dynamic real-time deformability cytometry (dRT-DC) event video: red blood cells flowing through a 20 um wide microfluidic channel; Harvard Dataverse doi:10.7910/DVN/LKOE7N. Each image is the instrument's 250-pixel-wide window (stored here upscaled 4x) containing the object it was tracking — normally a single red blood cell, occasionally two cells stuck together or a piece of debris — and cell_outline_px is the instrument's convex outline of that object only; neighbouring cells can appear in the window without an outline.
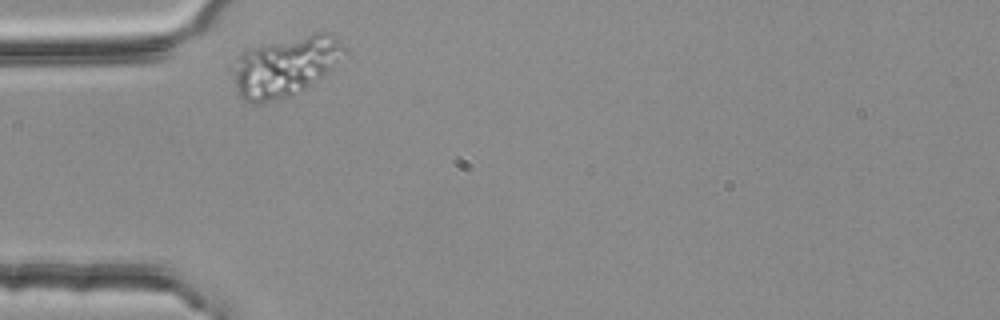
{"species": "common noctule bat (a hibernating species)", "species_latin": "Nyctalus noctula", "temperature_condition": "room temperature", "stored_images_in_passage": 2, "camera_frame_rate_fps": 3000, "um_per_image_px": 0.085, "animal": {"sex": "female", "body_mass_g": 25.1}, "frame": {"image": 1, "passage_image": 1, "time_ms": 0.0, "image_size_px": [1000, 320], "cell_outline_px": [[348, 48], [320, 76], [304, 88], [288, 96], [276, 100], [252, 104], [244, 100], [240, 96], [228, 68], [248, 48], [316, 32], [332, 32]], "centroid_in_image_um": [24.17, 5.61], "position_along_channel_um": 60.8, "area_um2": 38.32}}
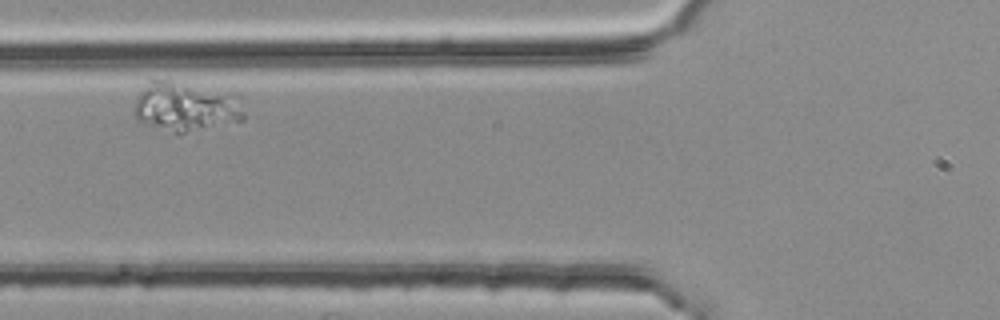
{"frame": {"image": 2, "passage_image": 2, "time_ms": 0.333, "image_size_px": [1000, 320], "cell_outline_px": [[244, 120], [180, 136], [136, 120], [132, 112], [132, 108], [140, 92], [148, 80], [172, 80], [236, 92], [244, 112]], "centroid_in_image_um": [15.81, 9.09], "position_along_channel_um": 110.0, "area_um2": 32.95}}